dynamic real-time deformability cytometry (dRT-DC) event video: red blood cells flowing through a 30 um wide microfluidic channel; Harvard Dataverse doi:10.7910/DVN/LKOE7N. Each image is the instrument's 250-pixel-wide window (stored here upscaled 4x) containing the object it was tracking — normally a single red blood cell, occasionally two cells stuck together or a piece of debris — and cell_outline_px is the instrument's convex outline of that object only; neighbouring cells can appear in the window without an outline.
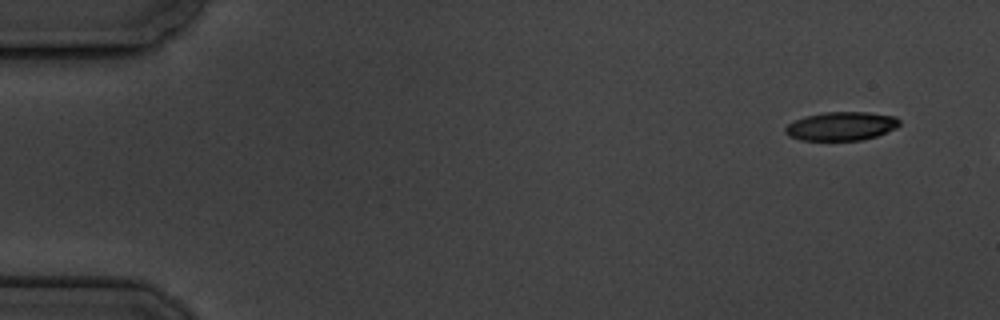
{"species": "common noctule bat (a hibernating species)", "species_latin": "Nyctalus noctula", "temperature_condition": "cold", "stored_images_in_passage": 3, "camera_frame_rate_fps": 3000, "um_per_image_px": 0.085, "animal": {"sex": "male", "body_mass_g": 19.5, "forearm_length_mm": 54.6}, "frame": {"image": 1, "passage_image": 1, "time_ms": 0.0, "image_size_px": [1000, 320], "cell_outline_px": [[900, 124], [896, 128], [876, 136], [864, 140], [800, 140], [788, 136], [784, 132], [784, 128], [788, 124], [804, 116], [824, 112], [868, 112], [896, 116], [900, 120]], "centroid_in_image_um": [71.51, 10.72], "position_along_channel_um": 13.5, "area_um2": 19.19}}